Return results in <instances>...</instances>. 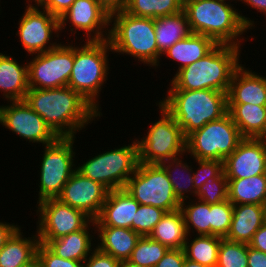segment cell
<instances>
[{
    "label": "cell",
    "instance_id": "obj_22",
    "mask_svg": "<svg viewBox=\"0 0 266 267\" xmlns=\"http://www.w3.org/2000/svg\"><path fill=\"white\" fill-rule=\"evenodd\" d=\"M98 241L96 247L119 261L128 260L136 247L140 235L132 229L110 226H95Z\"/></svg>",
    "mask_w": 266,
    "mask_h": 267
},
{
    "label": "cell",
    "instance_id": "obj_14",
    "mask_svg": "<svg viewBox=\"0 0 266 267\" xmlns=\"http://www.w3.org/2000/svg\"><path fill=\"white\" fill-rule=\"evenodd\" d=\"M41 10L38 6L28 3L16 32L23 49L31 56L44 53L59 44L49 42L53 38V33L59 38V18L44 9Z\"/></svg>",
    "mask_w": 266,
    "mask_h": 267
},
{
    "label": "cell",
    "instance_id": "obj_21",
    "mask_svg": "<svg viewBox=\"0 0 266 267\" xmlns=\"http://www.w3.org/2000/svg\"><path fill=\"white\" fill-rule=\"evenodd\" d=\"M266 222L262 205H233V215L229 232L225 239L249 244L254 233Z\"/></svg>",
    "mask_w": 266,
    "mask_h": 267
},
{
    "label": "cell",
    "instance_id": "obj_55",
    "mask_svg": "<svg viewBox=\"0 0 266 267\" xmlns=\"http://www.w3.org/2000/svg\"><path fill=\"white\" fill-rule=\"evenodd\" d=\"M190 1H193V0H182V3H183V5H184L185 3H188V2H190Z\"/></svg>",
    "mask_w": 266,
    "mask_h": 267
},
{
    "label": "cell",
    "instance_id": "obj_42",
    "mask_svg": "<svg viewBox=\"0 0 266 267\" xmlns=\"http://www.w3.org/2000/svg\"><path fill=\"white\" fill-rule=\"evenodd\" d=\"M119 260L100 251L97 247L83 262V267H117Z\"/></svg>",
    "mask_w": 266,
    "mask_h": 267
},
{
    "label": "cell",
    "instance_id": "obj_10",
    "mask_svg": "<svg viewBox=\"0 0 266 267\" xmlns=\"http://www.w3.org/2000/svg\"><path fill=\"white\" fill-rule=\"evenodd\" d=\"M74 140V137H58L53 143L44 145L39 165L41 167L37 202L57 198L76 170L73 159L76 154L73 151Z\"/></svg>",
    "mask_w": 266,
    "mask_h": 267
},
{
    "label": "cell",
    "instance_id": "obj_29",
    "mask_svg": "<svg viewBox=\"0 0 266 267\" xmlns=\"http://www.w3.org/2000/svg\"><path fill=\"white\" fill-rule=\"evenodd\" d=\"M227 109L243 138L259 136L266 123V106L227 104Z\"/></svg>",
    "mask_w": 266,
    "mask_h": 267
},
{
    "label": "cell",
    "instance_id": "obj_35",
    "mask_svg": "<svg viewBox=\"0 0 266 267\" xmlns=\"http://www.w3.org/2000/svg\"><path fill=\"white\" fill-rule=\"evenodd\" d=\"M167 251L168 248L160 242L143 236L138 240L128 261L144 267H154Z\"/></svg>",
    "mask_w": 266,
    "mask_h": 267
},
{
    "label": "cell",
    "instance_id": "obj_43",
    "mask_svg": "<svg viewBox=\"0 0 266 267\" xmlns=\"http://www.w3.org/2000/svg\"><path fill=\"white\" fill-rule=\"evenodd\" d=\"M74 1L75 0H36L34 5L59 18L70 8Z\"/></svg>",
    "mask_w": 266,
    "mask_h": 267
},
{
    "label": "cell",
    "instance_id": "obj_31",
    "mask_svg": "<svg viewBox=\"0 0 266 267\" xmlns=\"http://www.w3.org/2000/svg\"><path fill=\"white\" fill-rule=\"evenodd\" d=\"M188 237L183 247L185 257L207 267H216L221 237L215 235H196L192 239L193 241H190Z\"/></svg>",
    "mask_w": 266,
    "mask_h": 267
},
{
    "label": "cell",
    "instance_id": "obj_15",
    "mask_svg": "<svg viewBox=\"0 0 266 267\" xmlns=\"http://www.w3.org/2000/svg\"><path fill=\"white\" fill-rule=\"evenodd\" d=\"M0 124L29 143H42L44 146L58 138L25 100L10 101L9 105L0 106Z\"/></svg>",
    "mask_w": 266,
    "mask_h": 267
},
{
    "label": "cell",
    "instance_id": "obj_7",
    "mask_svg": "<svg viewBox=\"0 0 266 267\" xmlns=\"http://www.w3.org/2000/svg\"><path fill=\"white\" fill-rule=\"evenodd\" d=\"M82 163L76 170L83 176L101 183L109 191L124 188L139 164L137 140L128 146L100 152Z\"/></svg>",
    "mask_w": 266,
    "mask_h": 267
},
{
    "label": "cell",
    "instance_id": "obj_26",
    "mask_svg": "<svg viewBox=\"0 0 266 267\" xmlns=\"http://www.w3.org/2000/svg\"><path fill=\"white\" fill-rule=\"evenodd\" d=\"M155 39L158 51L164 54L177 41L192 34L185 12L166 15L154 19Z\"/></svg>",
    "mask_w": 266,
    "mask_h": 267
},
{
    "label": "cell",
    "instance_id": "obj_49",
    "mask_svg": "<svg viewBox=\"0 0 266 267\" xmlns=\"http://www.w3.org/2000/svg\"><path fill=\"white\" fill-rule=\"evenodd\" d=\"M242 3H245L260 13L262 12L266 16V0H242Z\"/></svg>",
    "mask_w": 266,
    "mask_h": 267
},
{
    "label": "cell",
    "instance_id": "obj_9",
    "mask_svg": "<svg viewBox=\"0 0 266 267\" xmlns=\"http://www.w3.org/2000/svg\"><path fill=\"white\" fill-rule=\"evenodd\" d=\"M161 118L152 123L146 137L137 139L139 162L160 164L186 153V137L172 115L158 103Z\"/></svg>",
    "mask_w": 266,
    "mask_h": 267
},
{
    "label": "cell",
    "instance_id": "obj_5",
    "mask_svg": "<svg viewBox=\"0 0 266 267\" xmlns=\"http://www.w3.org/2000/svg\"><path fill=\"white\" fill-rule=\"evenodd\" d=\"M113 22V23H112ZM109 42L113 53L130 55L150 67H158L163 56L155 39L154 19L119 11L110 15Z\"/></svg>",
    "mask_w": 266,
    "mask_h": 267
},
{
    "label": "cell",
    "instance_id": "obj_36",
    "mask_svg": "<svg viewBox=\"0 0 266 267\" xmlns=\"http://www.w3.org/2000/svg\"><path fill=\"white\" fill-rule=\"evenodd\" d=\"M248 244L221 238L216 267H248Z\"/></svg>",
    "mask_w": 266,
    "mask_h": 267
},
{
    "label": "cell",
    "instance_id": "obj_54",
    "mask_svg": "<svg viewBox=\"0 0 266 267\" xmlns=\"http://www.w3.org/2000/svg\"><path fill=\"white\" fill-rule=\"evenodd\" d=\"M262 206H263L265 217H266V196H265V199H264V202H263Z\"/></svg>",
    "mask_w": 266,
    "mask_h": 267
},
{
    "label": "cell",
    "instance_id": "obj_6",
    "mask_svg": "<svg viewBox=\"0 0 266 267\" xmlns=\"http://www.w3.org/2000/svg\"><path fill=\"white\" fill-rule=\"evenodd\" d=\"M112 52L109 40L86 41L78 47L74 45V64L68 87L78 92L88 103L99 111V94L108 79L109 60Z\"/></svg>",
    "mask_w": 266,
    "mask_h": 267
},
{
    "label": "cell",
    "instance_id": "obj_38",
    "mask_svg": "<svg viewBox=\"0 0 266 267\" xmlns=\"http://www.w3.org/2000/svg\"><path fill=\"white\" fill-rule=\"evenodd\" d=\"M195 196L208 204H217L228 200V179L225 172L219 177L208 178Z\"/></svg>",
    "mask_w": 266,
    "mask_h": 267
},
{
    "label": "cell",
    "instance_id": "obj_48",
    "mask_svg": "<svg viewBox=\"0 0 266 267\" xmlns=\"http://www.w3.org/2000/svg\"><path fill=\"white\" fill-rule=\"evenodd\" d=\"M10 224L9 222L0 221V249L11 238V236L20 228L18 225Z\"/></svg>",
    "mask_w": 266,
    "mask_h": 267
},
{
    "label": "cell",
    "instance_id": "obj_57",
    "mask_svg": "<svg viewBox=\"0 0 266 267\" xmlns=\"http://www.w3.org/2000/svg\"><path fill=\"white\" fill-rule=\"evenodd\" d=\"M33 1L35 2L36 0H33ZM33 1H32V0H28L27 3H28V2H29V3H32Z\"/></svg>",
    "mask_w": 266,
    "mask_h": 267
},
{
    "label": "cell",
    "instance_id": "obj_45",
    "mask_svg": "<svg viewBox=\"0 0 266 267\" xmlns=\"http://www.w3.org/2000/svg\"><path fill=\"white\" fill-rule=\"evenodd\" d=\"M248 245L253 249L266 253V222L254 233Z\"/></svg>",
    "mask_w": 266,
    "mask_h": 267
},
{
    "label": "cell",
    "instance_id": "obj_53",
    "mask_svg": "<svg viewBox=\"0 0 266 267\" xmlns=\"http://www.w3.org/2000/svg\"><path fill=\"white\" fill-rule=\"evenodd\" d=\"M117 267H144V266H140V265L131 263V262L128 261V260H123V261H120V262H119V264H118Z\"/></svg>",
    "mask_w": 266,
    "mask_h": 267
},
{
    "label": "cell",
    "instance_id": "obj_46",
    "mask_svg": "<svg viewBox=\"0 0 266 267\" xmlns=\"http://www.w3.org/2000/svg\"><path fill=\"white\" fill-rule=\"evenodd\" d=\"M248 267H266V253L248 245Z\"/></svg>",
    "mask_w": 266,
    "mask_h": 267
},
{
    "label": "cell",
    "instance_id": "obj_25",
    "mask_svg": "<svg viewBox=\"0 0 266 267\" xmlns=\"http://www.w3.org/2000/svg\"><path fill=\"white\" fill-rule=\"evenodd\" d=\"M217 45L213 39L205 35L192 33L189 37L177 41L162 55H167V58L178 62V72L205 57Z\"/></svg>",
    "mask_w": 266,
    "mask_h": 267
},
{
    "label": "cell",
    "instance_id": "obj_20",
    "mask_svg": "<svg viewBox=\"0 0 266 267\" xmlns=\"http://www.w3.org/2000/svg\"><path fill=\"white\" fill-rule=\"evenodd\" d=\"M139 202L125 189L109 191L95 226H110L132 229Z\"/></svg>",
    "mask_w": 266,
    "mask_h": 267
},
{
    "label": "cell",
    "instance_id": "obj_44",
    "mask_svg": "<svg viewBox=\"0 0 266 267\" xmlns=\"http://www.w3.org/2000/svg\"><path fill=\"white\" fill-rule=\"evenodd\" d=\"M185 258L183 249H168L154 267H183Z\"/></svg>",
    "mask_w": 266,
    "mask_h": 267
},
{
    "label": "cell",
    "instance_id": "obj_11",
    "mask_svg": "<svg viewBox=\"0 0 266 267\" xmlns=\"http://www.w3.org/2000/svg\"><path fill=\"white\" fill-rule=\"evenodd\" d=\"M142 205H152L166 212L180 209L166 171L160 164L140 163L124 187Z\"/></svg>",
    "mask_w": 266,
    "mask_h": 267
},
{
    "label": "cell",
    "instance_id": "obj_32",
    "mask_svg": "<svg viewBox=\"0 0 266 267\" xmlns=\"http://www.w3.org/2000/svg\"><path fill=\"white\" fill-rule=\"evenodd\" d=\"M182 157L183 155L160 163L167 173L175 196L180 202L185 201L187 198L190 199L189 194L196 195L197 192L193 184V168L187 162L185 163ZM182 172L184 173L182 174Z\"/></svg>",
    "mask_w": 266,
    "mask_h": 267
},
{
    "label": "cell",
    "instance_id": "obj_50",
    "mask_svg": "<svg viewBox=\"0 0 266 267\" xmlns=\"http://www.w3.org/2000/svg\"><path fill=\"white\" fill-rule=\"evenodd\" d=\"M20 267H42V265H41L40 259L36 255L31 261L23 264Z\"/></svg>",
    "mask_w": 266,
    "mask_h": 267
},
{
    "label": "cell",
    "instance_id": "obj_41",
    "mask_svg": "<svg viewBox=\"0 0 266 267\" xmlns=\"http://www.w3.org/2000/svg\"><path fill=\"white\" fill-rule=\"evenodd\" d=\"M37 256L40 259L42 267H83V262L63 259L42 243L38 245Z\"/></svg>",
    "mask_w": 266,
    "mask_h": 267
},
{
    "label": "cell",
    "instance_id": "obj_51",
    "mask_svg": "<svg viewBox=\"0 0 266 267\" xmlns=\"http://www.w3.org/2000/svg\"><path fill=\"white\" fill-rule=\"evenodd\" d=\"M183 267H207V266L201 265L198 262H194V261H191V260L185 258Z\"/></svg>",
    "mask_w": 266,
    "mask_h": 267
},
{
    "label": "cell",
    "instance_id": "obj_47",
    "mask_svg": "<svg viewBox=\"0 0 266 267\" xmlns=\"http://www.w3.org/2000/svg\"><path fill=\"white\" fill-rule=\"evenodd\" d=\"M98 4L110 15L125 10L127 0H97Z\"/></svg>",
    "mask_w": 266,
    "mask_h": 267
},
{
    "label": "cell",
    "instance_id": "obj_17",
    "mask_svg": "<svg viewBox=\"0 0 266 267\" xmlns=\"http://www.w3.org/2000/svg\"><path fill=\"white\" fill-rule=\"evenodd\" d=\"M108 192L109 190L101 183L93 181L75 170L57 199L83 211L92 220H95L101 212Z\"/></svg>",
    "mask_w": 266,
    "mask_h": 267
},
{
    "label": "cell",
    "instance_id": "obj_3",
    "mask_svg": "<svg viewBox=\"0 0 266 267\" xmlns=\"http://www.w3.org/2000/svg\"><path fill=\"white\" fill-rule=\"evenodd\" d=\"M240 47L218 44L209 54L176 72L168 90L210 89L228 92L239 64Z\"/></svg>",
    "mask_w": 266,
    "mask_h": 267
},
{
    "label": "cell",
    "instance_id": "obj_52",
    "mask_svg": "<svg viewBox=\"0 0 266 267\" xmlns=\"http://www.w3.org/2000/svg\"><path fill=\"white\" fill-rule=\"evenodd\" d=\"M256 139L260 141L266 147V123H265L263 130L261 131V133Z\"/></svg>",
    "mask_w": 266,
    "mask_h": 267
},
{
    "label": "cell",
    "instance_id": "obj_16",
    "mask_svg": "<svg viewBox=\"0 0 266 267\" xmlns=\"http://www.w3.org/2000/svg\"><path fill=\"white\" fill-rule=\"evenodd\" d=\"M68 21L71 23L70 33L72 31L71 34H75L76 30L85 31L83 34L87 35L86 41L109 39L110 14L98 4L97 0H75L70 8L59 17V32L66 28Z\"/></svg>",
    "mask_w": 266,
    "mask_h": 267
},
{
    "label": "cell",
    "instance_id": "obj_39",
    "mask_svg": "<svg viewBox=\"0 0 266 267\" xmlns=\"http://www.w3.org/2000/svg\"><path fill=\"white\" fill-rule=\"evenodd\" d=\"M166 211L152 205L140 204L132 221V230L141 237L149 236Z\"/></svg>",
    "mask_w": 266,
    "mask_h": 267
},
{
    "label": "cell",
    "instance_id": "obj_4",
    "mask_svg": "<svg viewBox=\"0 0 266 267\" xmlns=\"http://www.w3.org/2000/svg\"><path fill=\"white\" fill-rule=\"evenodd\" d=\"M187 137L227 112V93L218 90H168L159 102Z\"/></svg>",
    "mask_w": 266,
    "mask_h": 267
},
{
    "label": "cell",
    "instance_id": "obj_18",
    "mask_svg": "<svg viewBox=\"0 0 266 267\" xmlns=\"http://www.w3.org/2000/svg\"><path fill=\"white\" fill-rule=\"evenodd\" d=\"M224 172L227 179L266 174V147L257 139L244 138L224 160Z\"/></svg>",
    "mask_w": 266,
    "mask_h": 267
},
{
    "label": "cell",
    "instance_id": "obj_30",
    "mask_svg": "<svg viewBox=\"0 0 266 267\" xmlns=\"http://www.w3.org/2000/svg\"><path fill=\"white\" fill-rule=\"evenodd\" d=\"M266 196V174L228 179V200L233 204L263 205Z\"/></svg>",
    "mask_w": 266,
    "mask_h": 267
},
{
    "label": "cell",
    "instance_id": "obj_28",
    "mask_svg": "<svg viewBox=\"0 0 266 267\" xmlns=\"http://www.w3.org/2000/svg\"><path fill=\"white\" fill-rule=\"evenodd\" d=\"M187 236L184 217L180 209L166 212L149 235L152 240L160 242L168 249H183Z\"/></svg>",
    "mask_w": 266,
    "mask_h": 267
},
{
    "label": "cell",
    "instance_id": "obj_19",
    "mask_svg": "<svg viewBox=\"0 0 266 267\" xmlns=\"http://www.w3.org/2000/svg\"><path fill=\"white\" fill-rule=\"evenodd\" d=\"M257 74L241 64L232 75L227 104L266 106V76Z\"/></svg>",
    "mask_w": 266,
    "mask_h": 267
},
{
    "label": "cell",
    "instance_id": "obj_40",
    "mask_svg": "<svg viewBox=\"0 0 266 267\" xmlns=\"http://www.w3.org/2000/svg\"><path fill=\"white\" fill-rule=\"evenodd\" d=\"M198 163L197 171H193V184L196 191L208 178L219 177L224 172V162L218 160L194 159Z\"/></svg>",
    "mask_w": 266,
    "mask_h": 267
},
{
    "label": "cell",
    "instance_id": "obj_13",
    "mask_svg": "<svg viewBox=\"0 0 266 267\" xmlns=\"http://www.w3.org/2000/svg\"><path fill=\"white\" fill-rule=\"evenodd\" d=\"M37 235L40 243L47 244L83 229L92 219L83 211L64 204L57 198L37 202Z\"/></svg>",
    "mask_w": 266,
    "mask_h": 267
},
{
    "label": "cell",
    "instance_id": "obj_2",
    "mask_svg": "<svg viewBox=\"0 0 266 267\" xmlns=\"http://www.w3.org/2000/svg\"><path fill=\"white\" fill-rule=\"evenodd\" d=\"M233 5L220 0H193L183 5V11L192 33L205 35L217 44L241 47L244 37H239L255 23Z\"/></svg>",
    "mask_w": 266,
    "mask_h": 267
},
{
    "label": "cell",
    "instance_id": "obj_24",
    "mask_svg": "<svg viewBox=\"0 0 266 267\" xmlns=\"http://www.w3.org/2000/svg\"><path fill=\"white\" fill-rule=\"evenodd\" d=\"M90 225L95 227L94 220H91L83 229L77 232L70 233L55 240H50L46 246L63 259L84 262L94 250L93 248H95V243L94 245L91 243L93 242L92 239L95 240V238L90 234Z\"/></svg>",
    "mask_w": 266,
    "mask_h": 267
},
{
    "label": "cell",
    "instance_id": "obj_1",
    "mask_svg": "<svg viewBox=\"0 0 266 267\" xmlns=\"http://www.w3.org/2000/svg\"><path fill=\"white\" fill-rule=\"evenodd\" d=\"M25 102L44 119L58 137H74L95 118L102 116L78 92L68 86L29 88Z\"/></svg>",
    "mask_w": 266,
    "mask_h": 267
},
{
    "label": "cell",
    "instance_id": "obj_8",
    "mask_svg": "<svg viewBox=\"0 0 266 267\" xmlns=\"http://www.w3.org/2000/svg\"><path fill=\"white\" fill-rule=\"evenodd\" d=\"M244 138L227 112L186 137V153L193 159L223 161Z\"/></svg>",
    "mask_w": 266,
    "mask_h": 267
},
{
    "label": "cell",
    "instance_id": "obj_33",
    "mask_svg": "<svg viewBox=\"0 0 266 267\" xmlns=\"http://www.w3.org/2000/svg\"><path fill=\"white\" fill-rule=\"evenodd\" d=\"M182 10V0H127L124 11L132 16L155 19Z\"/></svg>",
    "mask_w": 266,
    "mask_h": 267
},
{
    "label": "cell",
    "instance_id": "obj_12",
    "mask_svg": "<svg viewBox=\"0 0 266 267\" xmlns=\"http://www.w3.org/2000/svg\"><path fill=\"white\" fill-rule=\"evenodd\" d=\"M58 44L44 53L35 54L28 64V87L52 89L68 86L74 64V45Z\"/></svg>",
    "mask_w": 266,
    "mask_h": 267
},
{
    "label": "cell",
    "instance_id": "obj_34",
    "mask_svg": "<svg viewBox=\"0 0 266 267\" xmlns=\"http://www.w3.org/2000/svg\"><path fill=\"white\" fill-rule=\"evenodd\" d=\"M197 200L187 202L188 205L186 201H182L180 205L187 234L190 236V231L194 228L191 232L196 231V235H210V204Z\"/></svg>",
    "mask_w": 266,
    "mask_h": 267
},
{
    "label": "cell",
    "instance_id": "obj_27",
    "mask_svg": "<svg viewBox=\"0 0 266 267\" xmlns=\"http://www.w3.org/2000/svg\"><path fill=\"white\" fill-rule=\"evenodd\" d=\"M22 234L20 227L0 249V267H20L37 255V232L27 238Z\"/></svg>",
    "mask_w": 266,
    "mask_h": 267
},
{
    "label": "cell",
    "instance_id": "obj_23",
    "mask_svg": "<svg viewBox=\"0 0 266 267\" xmlns=\"http://www.w3.org/2000/svg\"><path fill=\"white\" fill-rule=\"evenodd\" d=\"M28 64L0 53V92L8 102L24 100L28 92Z\"/></svg>",
    "mask_w": 266,
    "mask_h": 267
},
{
    "label": "cell",
    "instance_id": "obj_37",
    "mask_svg": "<svg viewBox=\"0 0 266 267\" xmlns=\"http://www.w3.org/2000/svg\"><path fill=\"white\" fill-rule=\"evenodd\" d=\"M233 215V204L229 200L210 204V235L225 238L229 232Z\"/></svg>",
    "mask_w": 266,
    "mask_h": 267
},
{
    "label": "cell",
    "instance_id": "obj_56",
    "mask_svg": "<svg viewBox=\"0 0 266 267\" xmlns=\"http://www.w3.org/2000/svg\"><path fill=\"white\" fill-rule=\"evenodd\" d=\"M220 1H225V2L229 1L230 2V0H220ZM231 1H233V0H231ZM237 1H242V0H237Z\"/></svg>",
    "mask_w": 266,
    "mask_h": 267
}]
</instances>
